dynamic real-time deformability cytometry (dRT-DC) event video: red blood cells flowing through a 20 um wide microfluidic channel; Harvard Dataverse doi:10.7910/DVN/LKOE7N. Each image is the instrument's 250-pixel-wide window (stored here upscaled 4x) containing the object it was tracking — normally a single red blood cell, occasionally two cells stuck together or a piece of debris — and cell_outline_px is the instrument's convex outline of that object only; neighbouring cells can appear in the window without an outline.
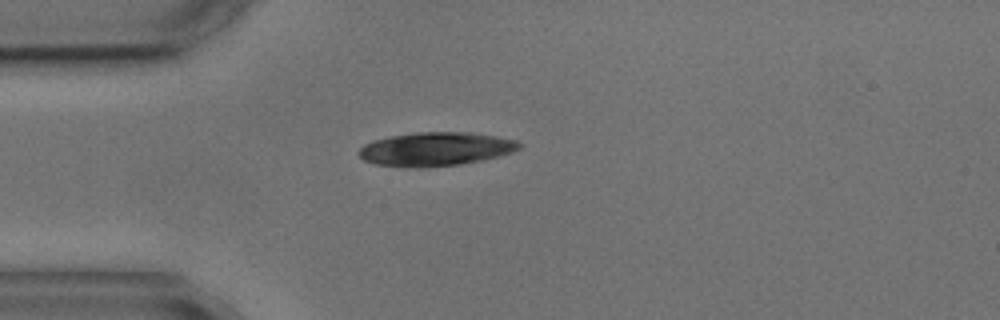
{"species": "common noctule bat (a hibernating species)", "species_latin": "Nyctalus noctula", "temperature_condition": "cold", "stored_images_in_passage": 2, "camera_frame_rate_fps": 3000, "um_per_image_px": 0.085, "animal": {"sex": "male", "body_mass_g": 17.9, "forearm_length_mm": 54.2}, "frame": {"image": 1, "passage_image": 2, "time_ms": 1.333, "image_size_px": [1000, 320], "cell_outline_px": [[524, 144], [520, 148], [512, 152], [480, 160], [460, 164], [416, 168], [376, 164], [364, 160], [356, 152], [364, 144], [372, 140], [388, 136], [416, 132], [472, 132], [516, 140]], "centroid_in_image_um": [37.0, 12.66], "position_along_channel_um": 48.0, "area_um2": 31.5}}